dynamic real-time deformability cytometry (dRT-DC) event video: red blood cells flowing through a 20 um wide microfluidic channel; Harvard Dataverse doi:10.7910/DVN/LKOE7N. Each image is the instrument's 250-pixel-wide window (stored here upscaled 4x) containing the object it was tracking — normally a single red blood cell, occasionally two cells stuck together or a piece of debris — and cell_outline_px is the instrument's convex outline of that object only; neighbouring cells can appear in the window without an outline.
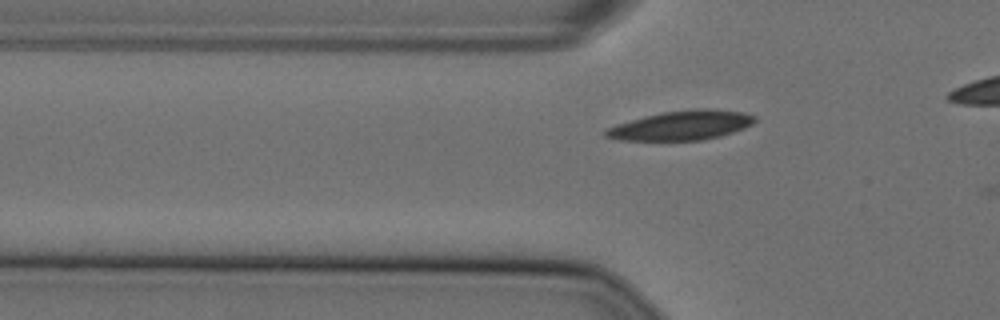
{"species": "Egyptian fruit bat (a non-hibernating species)", "species_latin": "Rousettus aegyptiacus", "temperature_condition": "cold", "stored_images_in_passage": 33, "camera_frame_rate_fps": 3000, "um_per_image_px": 0.085, "animal": {"sex": "female"}, "frame": {"image": 1, "passage_image": 5, "time_ms": 1.333, "image_size_px": [1000, 320], "cell_outline_px": [[756, 120], [752, 124], [744, 128], [720, 136], [700, 140], [620, 140], [604, 136], [604, 132], [608, 128], [616, 124], [644, 116], [664, 112], [700, 108], [712, 108], [740, 112], [756, 116]], "centroid_in_image_um": [57.93, 10.65], "position_along_channel_um": 67.9, "area_um2": 25.32}}
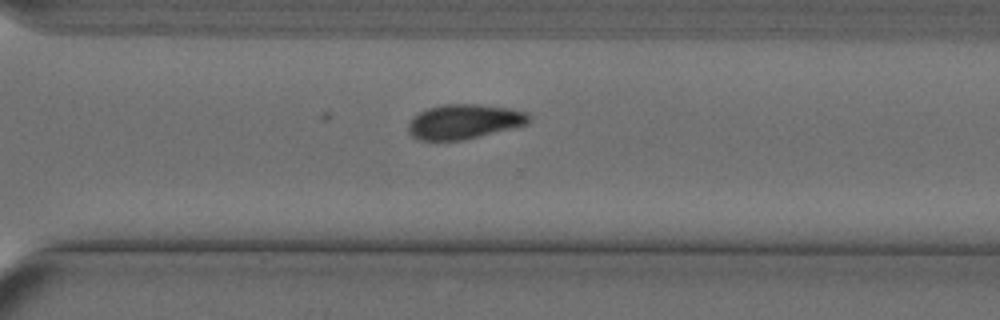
{"frame": {"image": 2, "passage_image": 27, "time_ms": 8.667, "image_size_px": [1000, 320], "cell_outline_px": [[532, 120], [528, 124], [460, 140], [420, 140], [412, 136], [408, 132], [408, 124], [412, 116], [428, 108], [444, 104], [476, 104], [512, 108], [528, 112], [532, 116]], "centroid_in_image_um": [39.47, 10.32], "position_along_channel_um": 331.1, "area_um2": 24.39}}
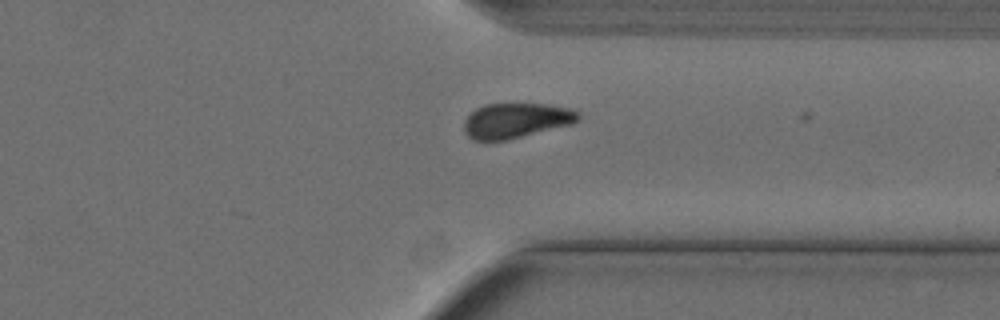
{"frame": {"image": 3, "passage_image": 30, "time_ms": 9.667, "image_size_px": [1000, 320], "cell_outline_px": [[580, 120], [572, 124], [508, 140], [472, 140], [464, 132], [464, 120], [476, 108], [484, 104], [544, 104], [568, 108], [580, 112]], "centroid_in_image_um": [43.86, 10.25], "position_along_channel_um": 367.5, "area_um2": 23.35}, "authors_computed_cell_mechanics": {"area_um2": 25.2008, "velocity_mm_per_s": 3.6097, "shape_relaxation_time_tau1_ms": 5.3088, "shape_relaxation_time_tau2_ms": null, "deformation_change_tau1": 0.1356, "deformation_change_tau2": null}}